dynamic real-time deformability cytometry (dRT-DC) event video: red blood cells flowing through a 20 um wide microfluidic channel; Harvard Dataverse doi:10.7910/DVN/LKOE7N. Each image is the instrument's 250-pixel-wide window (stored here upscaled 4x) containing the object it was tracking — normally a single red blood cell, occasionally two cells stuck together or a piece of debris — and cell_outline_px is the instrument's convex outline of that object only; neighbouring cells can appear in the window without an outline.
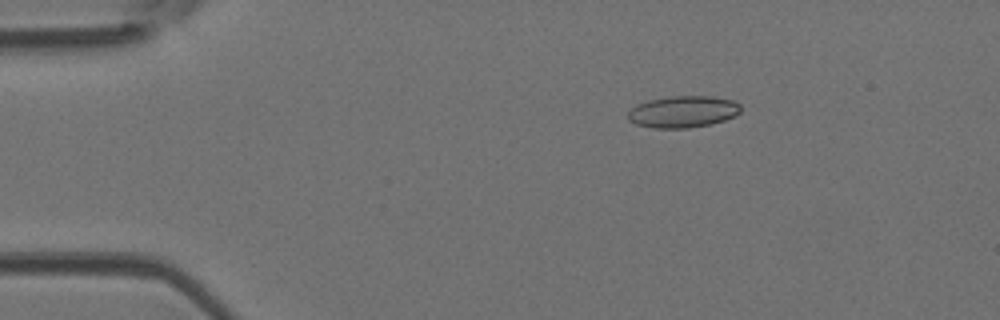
{"species": "Egyptian fruit bat (a non-hibernating species)", "species_latin": "Rousettus aegyptiacus", "temperature_condition": "room temperature", "stored_images_in_passage": 48, "camera_frame_rate_fps": 3000, "um_per_image_px": 0.085, "animal": {"sex": "female"}, "frame": {"image": 1, "passage_image": 8, "time_ms": 2.333, "image_size_px": [1000, 320], "cell_outline_px": [[740, 112], [736, 116], [712, 124], [688, 128], [652, 128], [636, 124], [628, 120], [628, 112], [636, 104], [648, 100], [668, 96], [712, 96], [732, 100], [740, 104]], "centroid_in_image_um": [58.05, 9.49], "position_along_channel_um": 26.9, "area_um2": 21.04}}
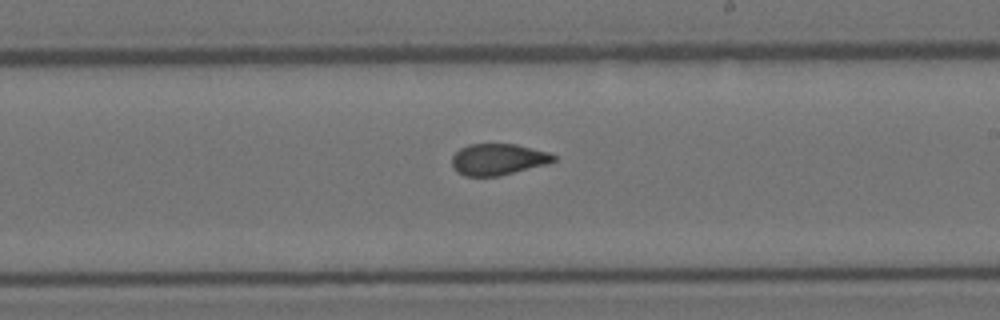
{"frame": {"image": 2, "passage_image": 28, "time_ms": 9.0, "image_size_px": [1000, 320], "cell_outline_px": [[556, 160], [548, 164], [500, 176], [464, 176], [456, 172], [452, 168], [452, 156], [460, 148], [468, 144], [516, 144], [548, 152], [556, 156]], "centroid_in_image_um": [42.32, 13.55], "position_along_channel_um": 246.7, "area_um2": 18.79}}
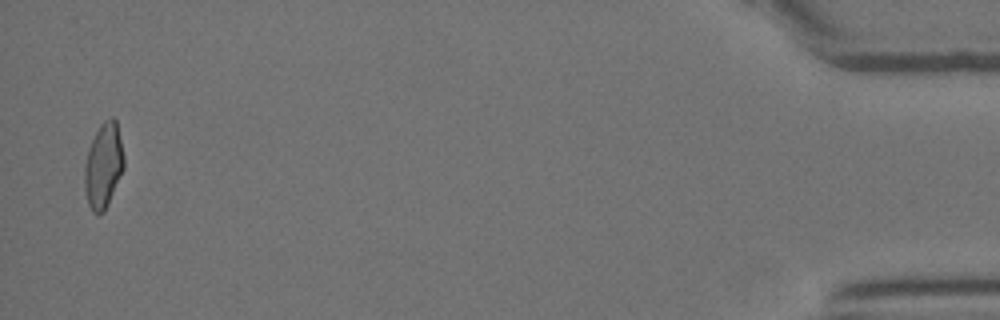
{"frame": {"image": 3, "passage_image": 47, "time_ms": 15.333, "image_size_px": [1000, 320], "cell_outline_px": [[124, 168], [108, 204], [104, 212], [92, 212], [88, 204], [84, 188], [84, 168], [88, 148], [100, 124], [104, 120], [112, 116], [116, 120], [124, 156]], "centroid_in_image_um": [8.79, 14.06], "position_along_channel_um": 426.4, "area_um2": 19.48}, "authors_computed_cell_mechanics": {"area_um2": 19.5364, "velocity_mm_per_s": 4.2384, "shape_relaxation_time_tau1_ms": null, "shape_relaxation_time_tau2_ms": 1.3593, "deformation_change_tau1": null, "deformation_change_tau2": 0.0786}}